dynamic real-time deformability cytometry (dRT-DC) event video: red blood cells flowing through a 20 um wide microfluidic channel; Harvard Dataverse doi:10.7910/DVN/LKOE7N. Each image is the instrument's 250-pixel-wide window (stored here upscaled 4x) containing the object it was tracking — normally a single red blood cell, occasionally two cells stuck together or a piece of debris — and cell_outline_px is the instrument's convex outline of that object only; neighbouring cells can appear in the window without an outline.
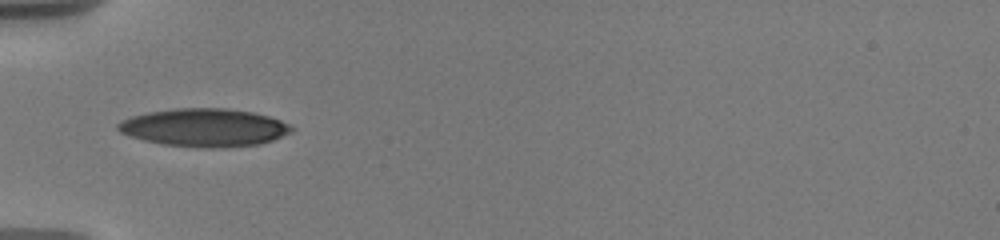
{"species": "human", "species_latin": "Homo sapiens", "temperature_condition": "warm", "stored_images_in_passage": 5, "camera_frame_rate_fps": 3000, "um_per_image_px": 0.085, "donor": {"sex": "male"}, "frame": {"image": 1, "passage_image": 1, "time_ms": 0.0, "image_size_px": [1000, 240], "cell_outline_px": [[296, 128], [292, 132], [272, 140], [260, 144], [224, 148], [204, 148], [164, 144], [144, 140], [120, 132], [116, 128], [116, 124], [120, 120], [132, 116], [148, 112], [176, 108], [228, 108], [252, 112], [268, 116], [292, 124]], "centroid_in_image_um": [17.4, 10.84], "position_along_channel_um": 67.6, "area_um2": 38.67}}
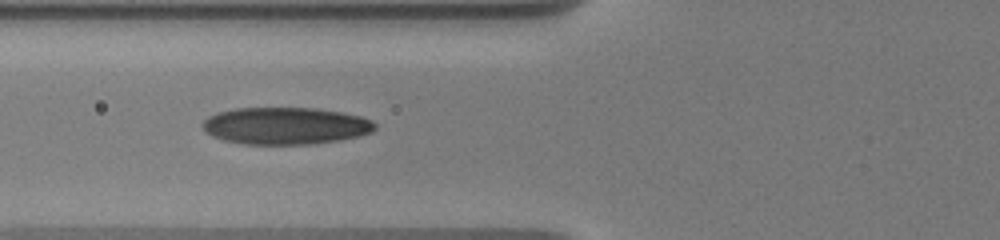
{"frame": {"image": 2, "passage_image": 4, "time_ms": 1.0, "image_size_px": [1000, 240], "cell_outline_px": [[376, 128], [372, 132], [360, 136], [340, 140], [312, 144], [244, 144], [224, 140], [212, 136], [204, 132], [200, 124], [208, 116], [216, 112], [236, 108], [316, 108], [340, 112], [360, 116], [372, 120], [376, 124]], "centroid_in_image_um": [24.24, 10.69], "position_along_channel_um": 101.6, "area_um2": 37.57}}